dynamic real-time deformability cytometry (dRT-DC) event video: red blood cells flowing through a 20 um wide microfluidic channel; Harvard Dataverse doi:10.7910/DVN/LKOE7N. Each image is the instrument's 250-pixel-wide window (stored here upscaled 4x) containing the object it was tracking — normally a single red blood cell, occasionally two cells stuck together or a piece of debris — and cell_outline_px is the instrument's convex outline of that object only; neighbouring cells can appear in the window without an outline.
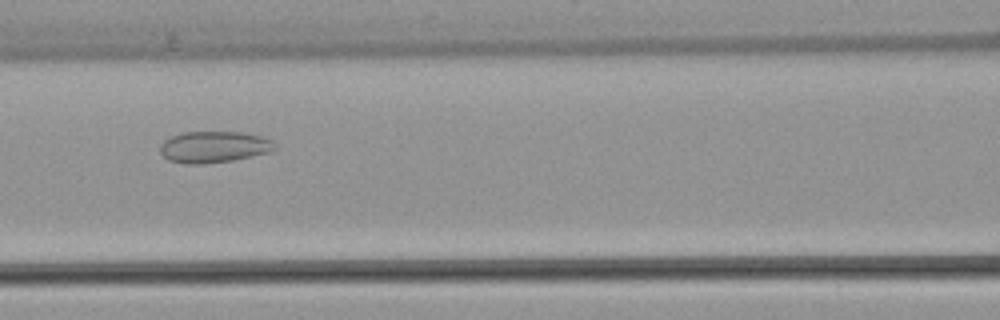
{"species": "common noctule bat (a hibernating species)", "species_latin": "Nyctalus noctula", "temperature_condition": "warm", "stored_images_in_passage": 38, "camera_frame_rate_fps": 3000, "um_per_image_px": 0.085, "animal": {"sex": "female", "body_mass_g": 22.7, "forearm_length_mm": 54.2}, "frame": {"image": 1, "passage_image": 10, "time_ms": 3.0, "image_size_px": [1000, 320], "cell_outline_px": [[276, 148], [268, 152], [232, 160], [204, 164], [184, 164], [168, 160], [160, 152], [160, 144], [164, 140], [172, 136], [184, 132], [240, 132], [260, 136], [272, 140], [276, 144]], "centroid_in_image_um": [18.15, 12.49], "position_along_channel_um": 148.5, "area_um2": 20.92}}
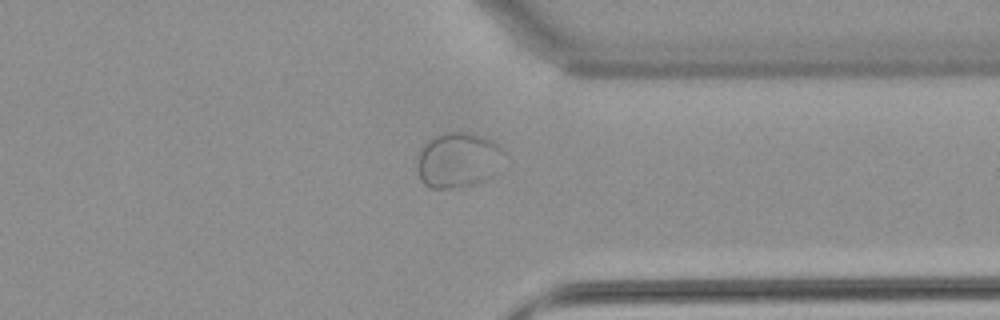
{"frame": {"image": 2, "passage_image": 27, "time_ms": 8.667, "image_size_px": [1000, 320], "cell_outline_px": [[504, 152], [480, 180], [472, 184], [448, 188], [432, 188], [424, 184], [420, 180], [416, 168], [416, 164], [420, 148], [428, 140], [444, 132], [468, 132], [492, 140], [504, 148]], "centroid_in_image_um": [38.78, 13.55], "position_along_channel_um": 372.6, "area_um2": 26.82}}
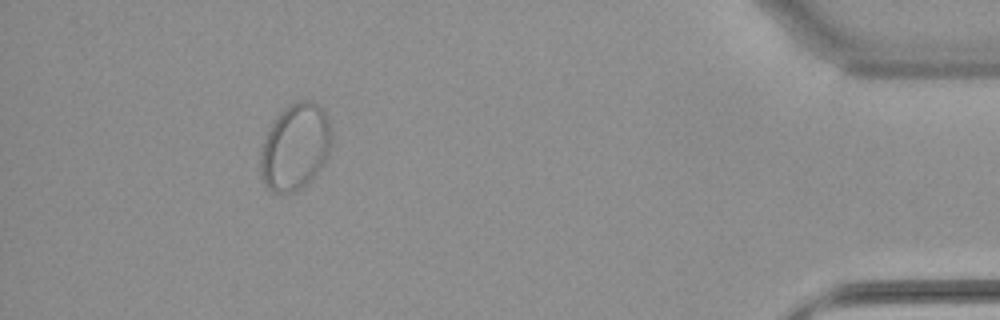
{"frame": {"image": 3, "passage_image": 34, "time_ms": 11.0, "image_size_px": [1000, 320], "cell_outline_px": [[332, 140], [328, 156], [320, 168], [300, 188], [292, 192], [272, 192], [264, 184], [260, 172], [260, 148], [272, 124], [280, 112], [288, 104], [296, 100], [312, 100], [324, 108], [328, 116], [332, 128]], "centroid_in_image_um": [25.11, 12.43], "position_along_channel_um": 410.1, "area_um2": 36.01}}